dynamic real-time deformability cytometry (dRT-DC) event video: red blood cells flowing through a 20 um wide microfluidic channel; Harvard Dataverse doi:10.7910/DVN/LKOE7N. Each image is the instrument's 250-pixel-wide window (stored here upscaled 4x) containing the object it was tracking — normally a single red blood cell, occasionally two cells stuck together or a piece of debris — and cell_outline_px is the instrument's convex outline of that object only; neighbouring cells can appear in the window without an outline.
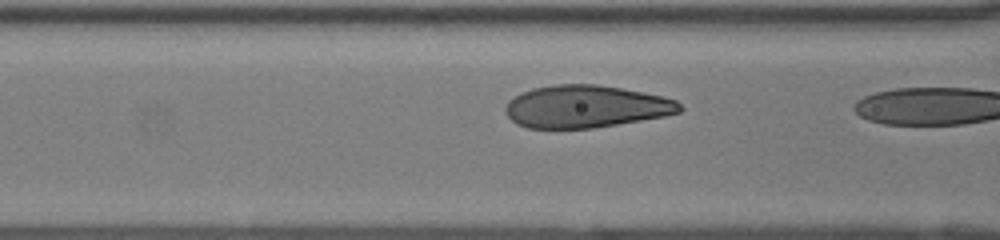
{"species": "human", "species_latin": "Homo sapiens", "temperature_condition": "room temperature", "stored_images_in_passage": 5, "camera_frame_rate_fps": 3000, "um_per_image_px": 0.085, "donor": {"sex": "female"}, "frame": {"image": 1, "passage_image": 4, "time_ms": 1.0, "image_size_px": [1000, 240], "cell_outline_px": [[684, 108], [680, 112], [664, 116], [592, 128], [528, 128], [516, 124], [504, 112], [504, 108], [508, 100], [520, 92], [532, 88], [556, 84], [596, 84], [620, 88], [664, 96], [676, 100]], "centroid_in_image_um": [49.76, 9.05], "position_along_channel_um": 116.8, "area_um2": 43.18}}